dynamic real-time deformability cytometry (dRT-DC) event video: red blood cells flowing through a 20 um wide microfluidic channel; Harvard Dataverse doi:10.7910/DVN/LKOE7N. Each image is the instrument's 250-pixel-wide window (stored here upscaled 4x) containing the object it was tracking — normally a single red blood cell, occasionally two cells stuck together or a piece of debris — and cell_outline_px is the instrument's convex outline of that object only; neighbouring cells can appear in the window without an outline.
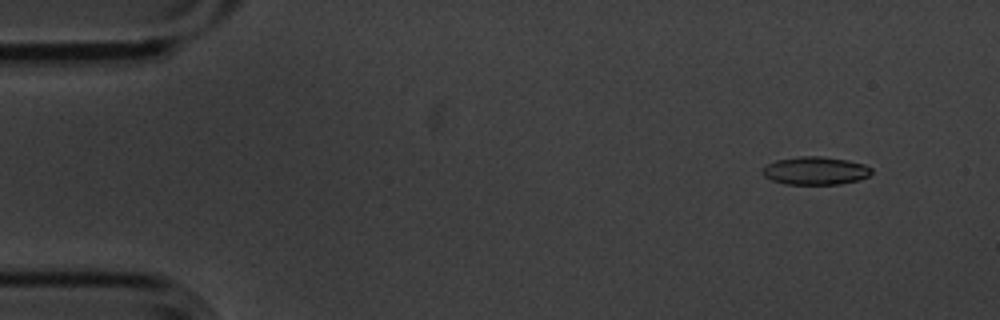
{"species": "common noctule bat (a hibernating species)", "species_latin": "Nyctalus noctula", "temperature_condition": "cold", "stored_images_in_passage": 4, "camera_frame_rate_fps": 3000, "um_per_image_px": 0.085, "animal": {"sex": "male", "body_mass_g": 20.1, "forearm_length_mm": 53.5}, "frame": {"image": 1, "passage_image": 1, "time_ms": 0.0, "image_size_px": [1000, 320], "cell_outline_px": [[872, 172], [868, 176], [856, 180], [840, 184], [784, 184], [772, 180], [764, 176], [760, 172], [760, 168], [776, 160], [800, 156], [820, 156], [848, 160], [864, 164], [872, 168]], "centroid_in_image_um": [69.27, 14.5], "position_along_channel_um": 15.7, "area_um2": 17.86}}
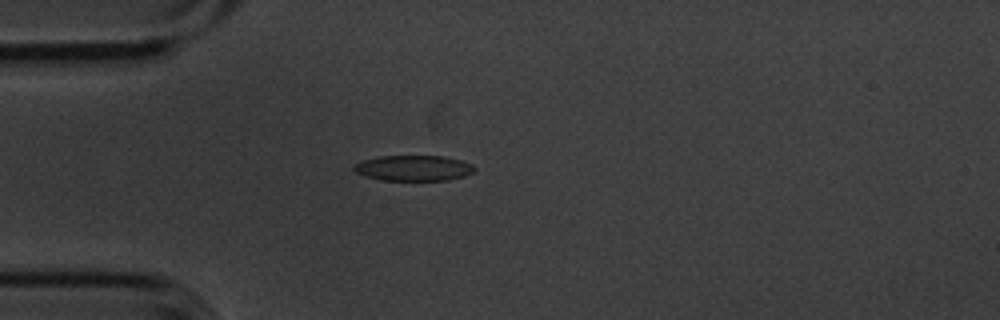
{"frame": {"image": 2, "passage_image": 4, "time_ms": 1.0, "image_size_px": [1000, 320], "cell_outline_px": [[476, 168], [472, 172], [464, 176], [448, 180], [384, 180], [364, 176], [356, 172], [352, 168], [356, 164], [364, 160], [380, 156], [444, 156], [460, 160], [472, 164]], "centroid_in_image_um": [35.16, 14.28], "position_along_channel_um": 49.8, "area_um2": 17.8}}